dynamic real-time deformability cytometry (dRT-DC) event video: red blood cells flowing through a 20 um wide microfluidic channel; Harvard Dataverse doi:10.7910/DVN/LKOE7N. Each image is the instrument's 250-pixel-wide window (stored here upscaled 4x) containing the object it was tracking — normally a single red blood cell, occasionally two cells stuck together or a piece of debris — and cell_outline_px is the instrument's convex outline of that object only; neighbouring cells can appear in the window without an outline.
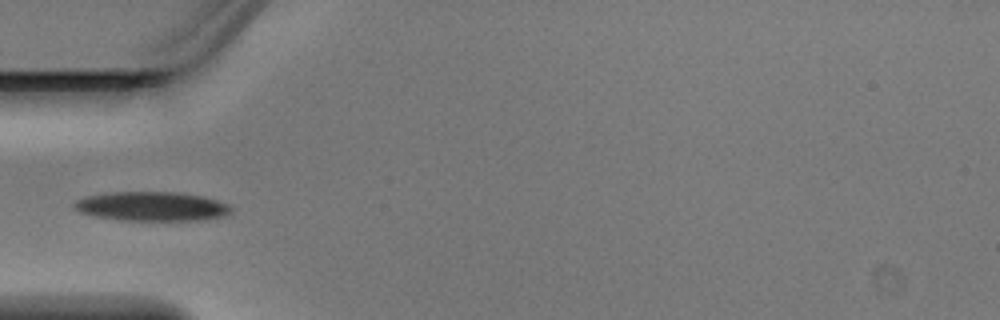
{"species": "Egyptian fruit bat (a non-hibernating species)", "species_latin": "Rousettus aegyptiacus", "temperature_condition": "warm", "stored_images_in_passage": 4, "camera_frame_rate_fps": 3000, "um_per_image_px": 0.085, "animal": {"sex": "male"}, "frame": {"image": 1, "passage_image": 4, "time_ms": 1.0, "image_size_px": [1000, 320], "cell_outline_px": [[232, 212], [224, 216], [200, 220], [124, 220], [96, 216], [80, 212], [72, 208], [72, 204], [76, 200], [88, 196], [108, 192], [176, 192], [204, 196], [228, 204], [232, 208]], "centroid_in_image_um": [12.9, 17.53], "position_along_channel_um": 72.1, "area_um2": 26.7}}